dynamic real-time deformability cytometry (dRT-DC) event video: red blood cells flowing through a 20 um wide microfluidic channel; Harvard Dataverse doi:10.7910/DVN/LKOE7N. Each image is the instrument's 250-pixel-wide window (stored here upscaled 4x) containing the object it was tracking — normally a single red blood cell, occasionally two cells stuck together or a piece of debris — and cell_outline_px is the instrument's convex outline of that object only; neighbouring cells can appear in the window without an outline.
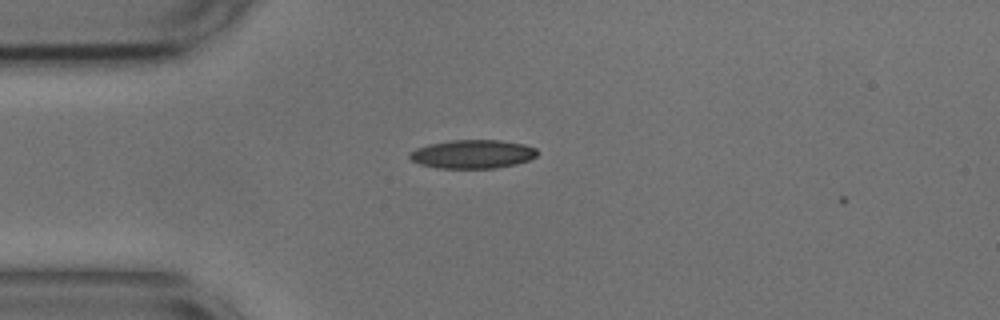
{"species": "common noctule bat (a hibernating species)", "species_latin": "Nyctalus noctula", "temperature_condition": "cold", "stored_images_in_passage": 2, "camera_frame_rate_fps": 3000, "um_per_image_px": 0.085, "animal": {"sex": "male", "body_mass_g": 17.9, "forearm_length_mm": 54.2}, "frame": {"image": 1, "passage_image": 1, "time_ms": 0.0, "image_size_px": [1000, 320], "cell_outline_px": [[540, 152], [536, 156], [528, 160], [516, 164], [496, 168], [436, 168], [420, 164], [412, 160], [408, 156], [408, 152], [416, 148], [428, 144], [452, 140], [500, 140], [524, 144], [536, 148]], "centroid_in_image_um": [40.17, 13.1], "position_along_channel_um": 44.8, "area_um2": 21.44}}